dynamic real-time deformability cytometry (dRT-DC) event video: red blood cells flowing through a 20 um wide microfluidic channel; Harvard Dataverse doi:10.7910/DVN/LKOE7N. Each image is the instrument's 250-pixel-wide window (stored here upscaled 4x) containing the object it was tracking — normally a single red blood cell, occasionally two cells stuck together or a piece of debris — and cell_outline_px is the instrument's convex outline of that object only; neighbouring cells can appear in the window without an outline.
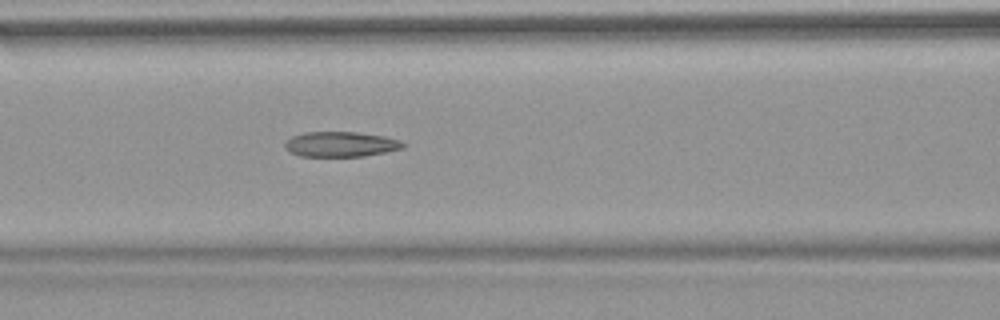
{"species": "common noctule bat (a hibernating species)", "species_latin": "Nyctalus noctula", "temperature_condition": "warm", "stored_images_in_passage": 53, "camera_frame_rate_fps": 3000, "um_per_image_px": 0.085, "animal": {"sex": "female", "body_mass_g": 18.4}, "frame": {"image": 1, "passage_image": 23, "time_ms": 7.333, "image_size_px": [1000, 320], "cell_outline_px": [[408, 144], [404, 148], [364, 156], [300, 156], [284, 148], [284, 144], [292, 136], [304, 132], [356, 132], [384, 136], [400, 140]], "centroid_in_image_um": [28.99, 12.25], "position_along_channel_um": 137.6, "area_um2": 17.28}, "authors_computed_cell_mechanics": {"area_um2": 18.8428, "velocity_mm_per_s": 3.838, "shape_relaxation_time_tau1_ms": null, "shape_relaxation_time_tau2_ms": 4.0893, "deformation_change_tau1": null, "deformation_change_tau2": 0.1361}}